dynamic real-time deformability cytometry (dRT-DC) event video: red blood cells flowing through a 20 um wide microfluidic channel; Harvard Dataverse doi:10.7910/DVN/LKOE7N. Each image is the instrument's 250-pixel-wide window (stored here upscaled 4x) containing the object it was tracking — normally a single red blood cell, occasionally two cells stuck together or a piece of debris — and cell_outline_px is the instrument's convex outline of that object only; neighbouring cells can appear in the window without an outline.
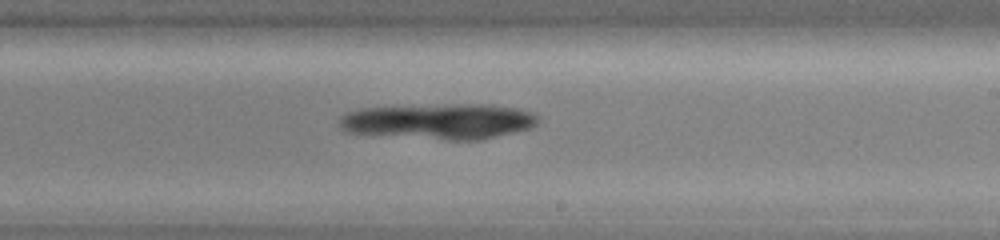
{"species": "common noctule bat (a hibernating species)", "species_latin": "Nyctalus noctula", "temperature_condition": "warm", "stored_images_in_passage": 29, "camera_frame_rate_fps": 3000, "um_per_image_px": 0.085, "animal": {"sex": "female", "body_mass_g": 19.0, "forearm_length_mm": 51.5}, "frame": {"image": 1, "passage_image": 16, "time_ms": 5.0, "image_size_px": [1000, 240], "cell_outline_px": [[540, 120], [532, 128], [480, 140], [448, 140], [344, 132], [340, 128], [340, 116], [348, 112], [360, 108], [456, 104], [492, 104], [516, 108], [532, 112], [540, 116]], "centroid_in_image_um": [37.37, 10.31], "position_along_channel_um": 251.6, "area_um2": 41.44}}
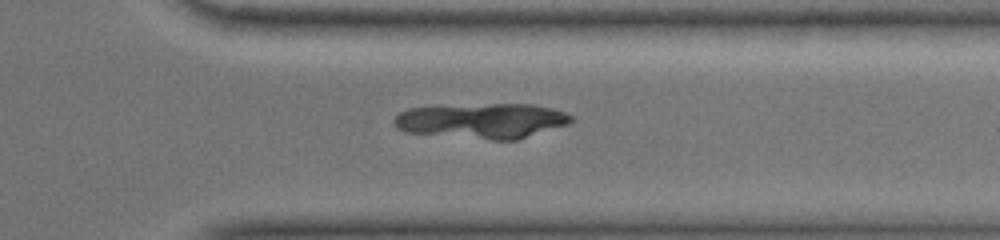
{"frame": {"image": 2, "passage_image": 24, "time_ms": 7.667, "image_size_px": [1000, 240], "cell_outline_px": [[572, 120], [568, 124], [516, 140], [492, 140], [404, 132], [396, 128], [392, 124], [392, 120], [400, 112], [408, 108], [492, 104], [532, 104], [552, 108], [564, 112], [572, 116]], "centroid_in_image_um": [40.95, 10.28], "position_along_channel_um": 370.5, "area_um2": 36.13}}
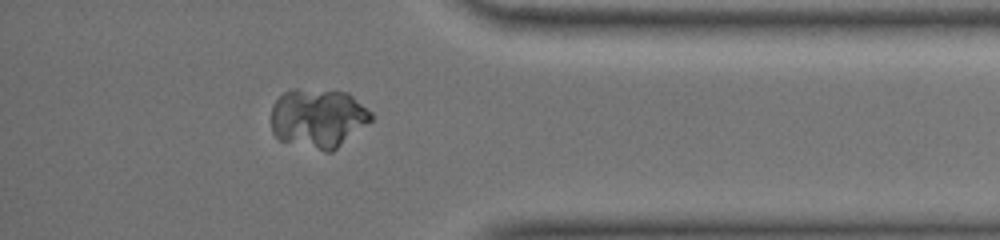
{"frame": {"image": 3, "passage_image": 27, "time_ms": 8.667, "image_size_px": [1000, 240], "cell_outline_px": [[372, 120], [332, 152], [324, 152], [280, 140], [272, 132], [272, 104], [284, 92], [292, 88], [296, 88], [348, 92], [372, 112]], "centroid_in_image_um": [27.03, 10.04], "position_along_channel_um": 408.2, "area_um2": 34.62}}